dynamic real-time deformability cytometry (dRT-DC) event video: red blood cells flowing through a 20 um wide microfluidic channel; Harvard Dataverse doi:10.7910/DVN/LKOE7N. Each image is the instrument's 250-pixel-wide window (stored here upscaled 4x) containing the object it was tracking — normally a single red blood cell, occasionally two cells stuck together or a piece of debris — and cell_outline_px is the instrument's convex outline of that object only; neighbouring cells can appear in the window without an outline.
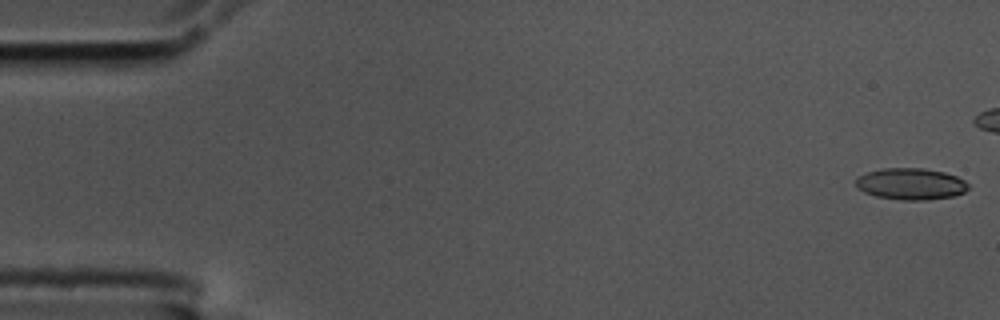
{"species": "common noctule bat (a hibernating species)", "species_latin": "Nyctalus noctula", "temperature_condition": "cold", "stored_images_in_passage": 45, "camera_frame_rate_fps": 3000, "um_per_image_px": 0.085, "animal": {"sex": "male", "body_mass_g": 17.5, "forearm_length_mm": 52.3}, "frame": {"image": 1, "passage_image": 1, "time_ms": 0.0, "image_size_px": [1000, 320], "cell_outline_px": [[968, 188], [964, 192], [952, 196], [924, 200], [904, 200], [876, 196], [864, 192], [856, 188], [856, 176], [868, 172], [884, 168], [924, 168], [944, 172], [956, 176], [964, 180], [968, 184]], "centroid_in_image_um": [77.39, 15.62], "position_along_channel_um": 7.6, "area_um2": 20.63}}
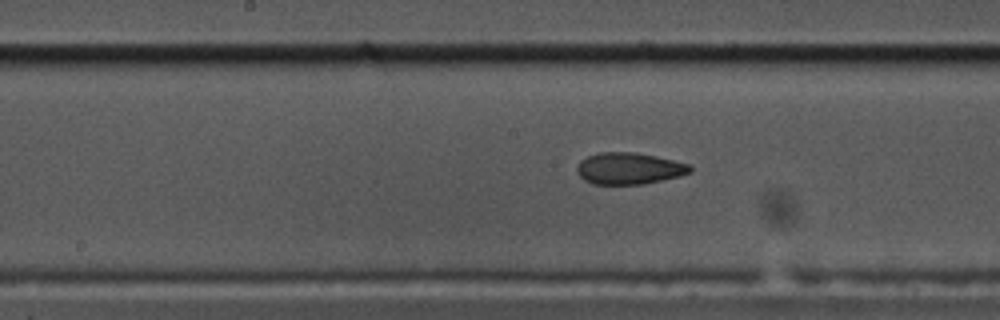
{"frame": {"image": 2, "passage_image": 28, "time_ms": 9.0, "image_size_px": [1000, 320], "cell_outline_px": [[692, 172], [680, 176], [644, 184], [592, 184], [584, 180], [576, 172], [576, 168], [580, 160], [588, 156], [600, 152], [632, 152], [656, 156], [688, 164], [692, 168]], "centroid_in_image_um": [53.45, 14.32], "position_along_channel_um": 194.8, "area_um2": 20.87}}
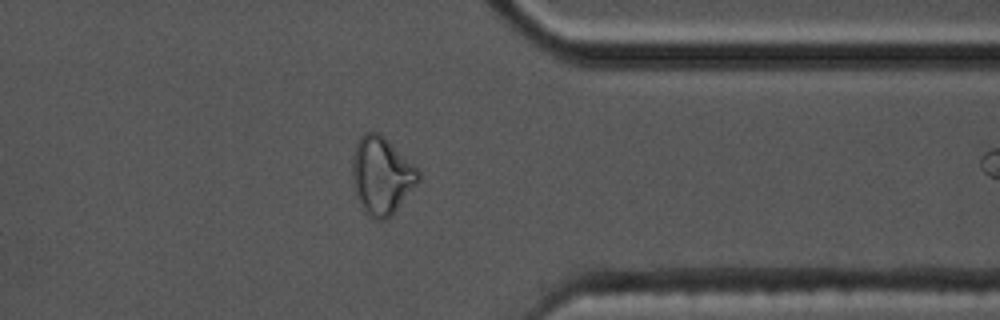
{"frame": {"image": 3, "passage_image": 44, "time_ms": 14.333, "image_size_px": [1000, 320], "cell_outline_px": [[420, 180], [392, 216], [384, 220], [372, 220], [360, 208], [352, 184], [352, 156], [356, 144], [360, 136], [364, 132], [376, 132], [384, 136], [420, 172]], "centroid_in_image_um": [32.4, 14.97], "position_along_channel_um": 379.0, "area_um2": 30.11}}